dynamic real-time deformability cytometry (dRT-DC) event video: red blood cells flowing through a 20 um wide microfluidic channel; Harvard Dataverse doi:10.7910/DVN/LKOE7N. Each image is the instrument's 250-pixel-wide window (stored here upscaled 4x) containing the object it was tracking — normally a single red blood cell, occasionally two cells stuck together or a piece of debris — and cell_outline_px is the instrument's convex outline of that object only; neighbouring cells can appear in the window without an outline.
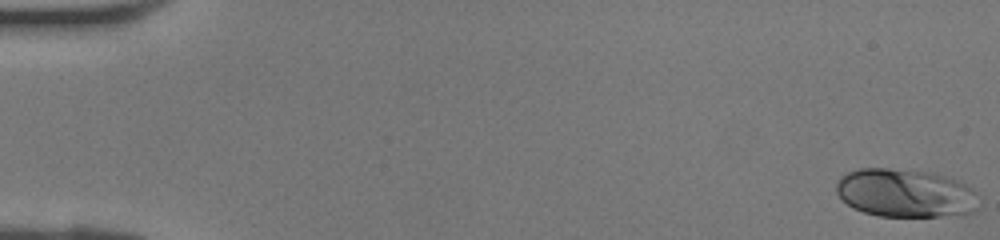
{"species": "human", "species_latin": "Homo sapiens", "temperature_condition": "room temperature", "stored_images_in_passage": 42, "camera_frame_rate_fps": 3000, "um_per_image_px": 0.085, "donor": {"sex": "female"}, "frame": {"image": 1, "passage_image": 1, "time_ms": 0.0, "image_size_px": [1000, 240], "cell_outline_px": [[976, 192], [972, 212], [940, 216], [880, 216], [864, 212], [852, 208], [836, 192], [836, 184], [840, 176], [848, 172], [860, 168], [888, 168], [932, 172], [956, 180], [972, 188]], "centroid_in_image_um": [76.88, 16.4], "position_along_channel_um": 8.1, "area_um2": 39.71}}
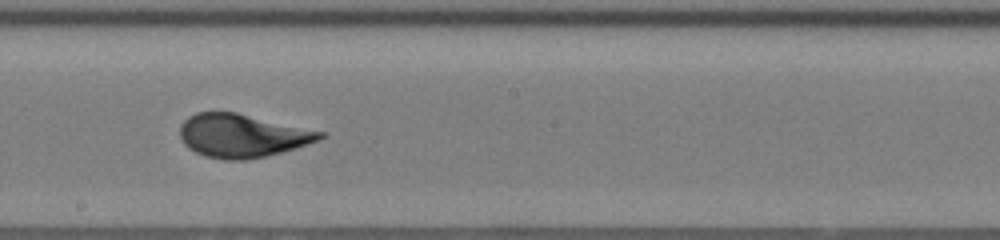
{"frame": {"image": 2, "passage_image": 24, "time_ms": 7.667, "image_size_px": [1000, 240], "cell_outline_px": [[324, 136], [320, 140], [296, 148], [264, 156], [244, 160], [224, 160], [204, 156], [188, 148], [184, 144], [180, 136], [180, 124], [188, 116], [196, 112], [236, 112], [324, 132]], "centroid_in_image_um": [20.55, 11.53], "position_along_channel_um": 227.7, "area_um2": 35.26}}
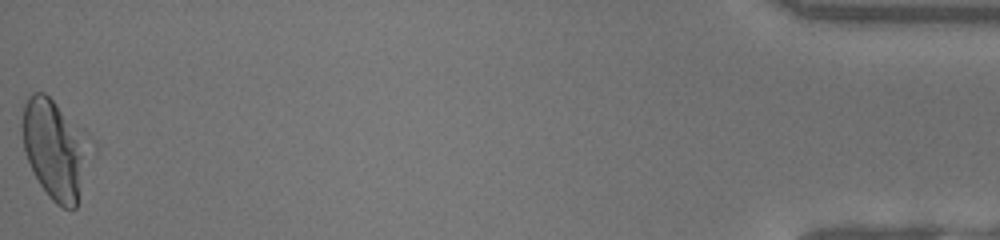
{"frame": {"image": 3, "passage_image": 42, "time_ms": 13.667, "image_size_px": [1000, 240], "cell_outline_px": [[96, 156], [76, 208], [64, 208], [56, 204], [48, 196], [40, 184], [24, 152], [20, 128], [20, 124], [24, 104], [28, 96], [32, 92], [44, 92], [84, 128], [96, 140]], "centroid_in_image_um": [4.82, 12.68], "position_along_channel_um": 430.4, "area_um2": 41.96}}